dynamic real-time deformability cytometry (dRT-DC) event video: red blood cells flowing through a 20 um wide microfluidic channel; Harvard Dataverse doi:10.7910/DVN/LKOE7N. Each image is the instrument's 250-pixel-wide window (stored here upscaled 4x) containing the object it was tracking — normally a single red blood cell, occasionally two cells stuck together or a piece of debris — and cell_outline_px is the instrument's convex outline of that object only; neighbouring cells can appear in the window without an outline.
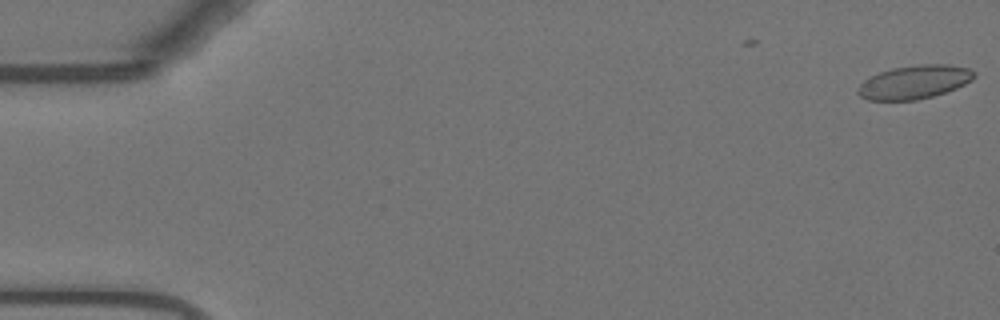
{"species": "Egyptian fruit bat (a non-hibernating species)", "species_latin": "Rousettus aegyptiacus", "temperature_condition": "warm", "stored_images_in_passage": 5, "camera_frame_rate_fps": 3000, "um_per_image_px": 0.085, "animal": {"sex": "female"}, "frame": {"image": 1, "passage_image": 5, "time_ms": 1.333, "image_size_px": [1000, 320], "cell_outline_px": [[976, 76], [972, 80], [956, 88], [932, 96], [916, 100], [868, 100], [860, 96], [856, 92], [856, 88], [864, 80], [880, 72], [892, 68], [920, 64], [948, 64], [968, 68], [976, 72]], "centroid_in_image_um": [77.72, 6.97], "position_along_channel_um": 7.3, "area_um2": 22.72}}